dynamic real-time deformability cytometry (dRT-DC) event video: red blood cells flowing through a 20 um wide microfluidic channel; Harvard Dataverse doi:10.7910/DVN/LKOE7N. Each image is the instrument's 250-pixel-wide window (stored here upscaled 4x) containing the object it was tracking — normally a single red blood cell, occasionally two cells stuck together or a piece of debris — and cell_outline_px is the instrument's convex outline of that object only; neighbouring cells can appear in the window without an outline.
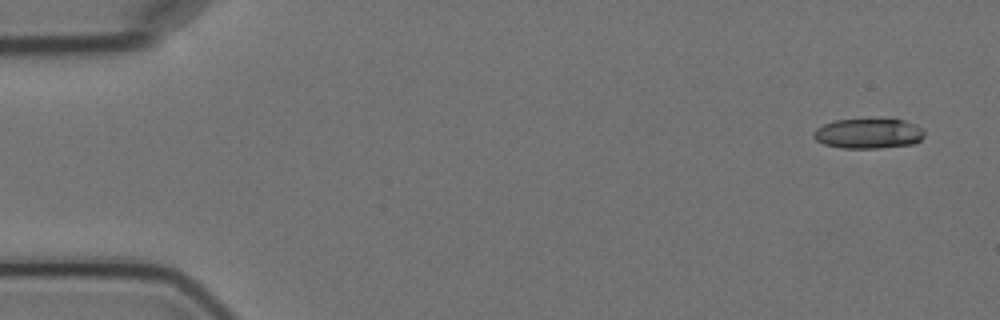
{"species": "Egyptian fruit bat (a non-hibernating species)", "species_latin": "Rousettus aegyptiacus", "temperature_condition": "cold", "stored_images_in_passage": 5, "camera_frame_rate_fps": 3000, "um_per_image_px": 0.085, "animal": {"sex": "female"}, "frame": {"image": 1, "passage_image": 1, "time_ms": 0.0, "image_size_px": [1000, 320], "cell_outline_px": [[924, 136], [920, 140], [912, 144], [880, 148], [840, 148], [824, 144], [816, 140], [812, 136], [812, 132], [816, 128], [832, 120], [872, 116], [904, 120], [916, 124], [924, 132]], "centroid_in_image_um": [73.78, 11.29], "position_along_channel_um": 11.2, "area_um2": 20.35}}
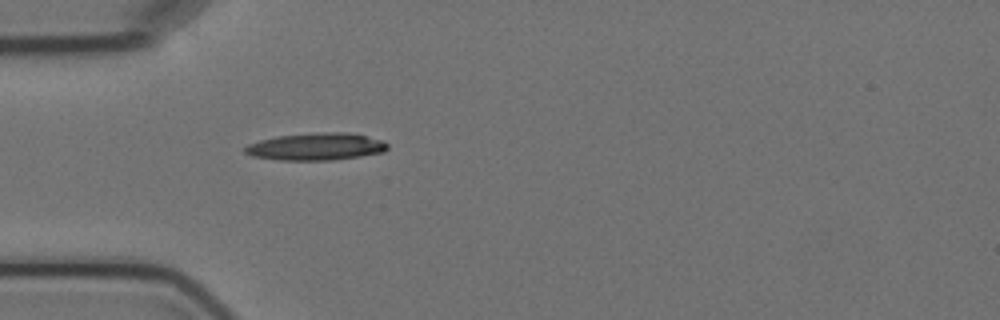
{"frame": {"image": 2, "passage_image": 5, "time_ms": 4.667, "image_size_px": [1000, 320], "cell_outline_px": [[388, 148], [384, 152], [360, 156], [332, 160], [280, 160], [252, 156], [244, 152], [244, 148], [248, 144], [260, 140], [276, 136], [324, 132], [348, 132], [384, 140], [388, 144]], "centroid_in_image_um": [26.88, 12.46], "position_along_channel_um": 58.1, "area_um2": 22.66}}